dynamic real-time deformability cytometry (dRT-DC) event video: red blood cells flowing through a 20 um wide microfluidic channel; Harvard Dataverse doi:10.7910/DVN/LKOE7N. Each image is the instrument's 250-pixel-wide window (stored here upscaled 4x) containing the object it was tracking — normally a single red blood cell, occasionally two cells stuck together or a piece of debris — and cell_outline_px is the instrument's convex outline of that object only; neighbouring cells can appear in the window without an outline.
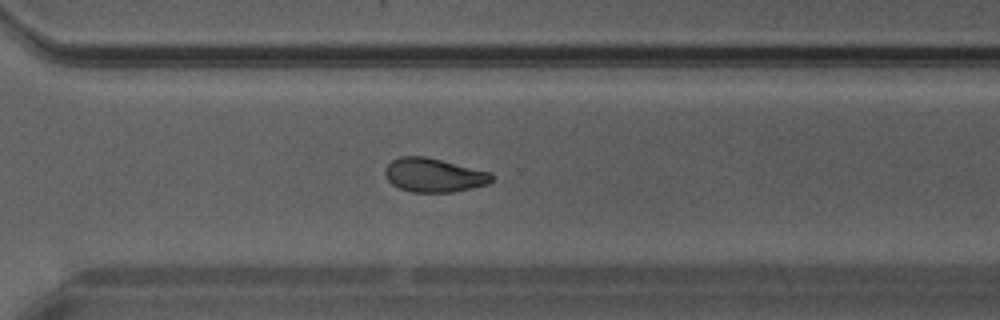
{"species": "Egyptian fruit bat (a non-hibernating species)", "species_latin": "Rousettus aegyptiacus", "temperature_condition": "warm", "stored_images_in_passage": 27, "camera_frame_rate_fps": 3000, "um_per_image_px": 0.085, "animal": {"sex": "male"}, "frame": {"image": 1, "passage_image": 23, "time_ms": 7.333, "image_size_px": [1000, 320], "cell_outline_px": [[496, 176], [488, 184], [452, 192], [412, 192], [400, 188], [392, 184], [388, 180], [384, 172], [384, 168], [392, 160], [400, 156], [424, 156], [492, 172]], "centroid_in_image_um": [36.89, 14.88], "position_along_channel_um": 333.7, "area_um2": 21.1}}